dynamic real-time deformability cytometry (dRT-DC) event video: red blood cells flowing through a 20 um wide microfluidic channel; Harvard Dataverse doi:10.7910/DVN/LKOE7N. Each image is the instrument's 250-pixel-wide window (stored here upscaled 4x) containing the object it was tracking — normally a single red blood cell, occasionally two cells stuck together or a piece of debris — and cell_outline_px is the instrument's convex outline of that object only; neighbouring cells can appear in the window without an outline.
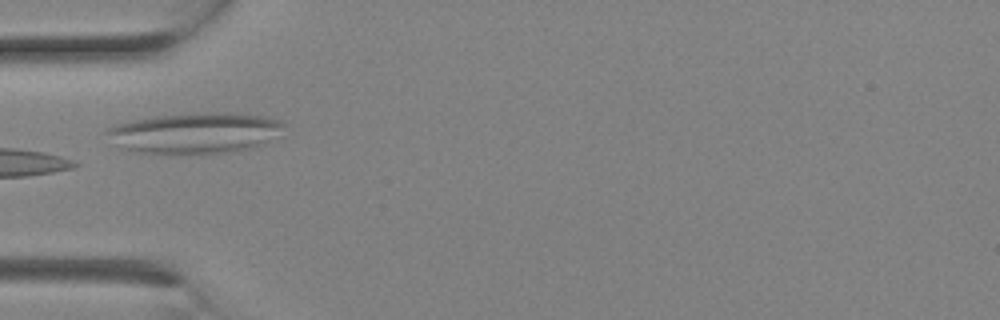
{"species": "Egyptian fruit bat (a non-hibernating species)", "species_latin": "Rousettus aegyptiacus", "temperature_condition": "room temperature", "stored_images_in_passage": 3, "camera_frame_rate_fps": 3000, "um_per_image_px": 0.085, "animal": {"sex": "female"}, "frame": {"image": 1, "passage_image": 3, "time_ms": 0.667, "image_size_px": [1000, 320], "cell_outline_px": [[284, 124], [256, 148], [232, 152], [204, 156], [128, 152], [120, 148], [104, 132], [108, 128], [116, 124], [132, 120], [156, 116], [188, 112], [228, 112], [264, 116], [280, 120]], "centroid_in_image_um": [16.47, 11.33], "position_along_channel_um": 68.5, "area_um2": 42.95}}